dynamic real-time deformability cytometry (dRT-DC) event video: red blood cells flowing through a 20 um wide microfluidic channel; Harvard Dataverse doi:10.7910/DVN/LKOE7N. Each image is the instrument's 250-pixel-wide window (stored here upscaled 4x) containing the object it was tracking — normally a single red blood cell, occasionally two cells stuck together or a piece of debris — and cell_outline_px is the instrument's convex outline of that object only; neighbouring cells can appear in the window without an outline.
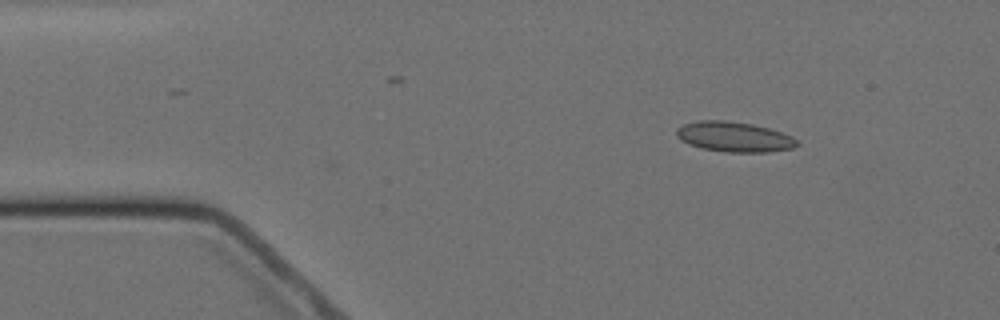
{"species": "Egyptian fruit bat (a non-hibernating species)", "species_latin": "Rousettus aegyptiacus", "temperature_condition": "cold", "stored_images_in_passage": 13, "camera_frame_rate_fps": 3000, "um_per_image_px": 0.085, "animal": {"sex": "female"}, "frame": {"image": 1, "passage_image": 1, "time_ms": 0.0, "image_size_px": [1000, 320], "cell_outline_px": [[800, 144], [792, 148], [768, 152], [728, 152], [700, 148], [680, 140], [676, 136], [676, 128], [684, 124], [696, 120], [724, 120], [752, 124], [768, 128], [792, 136]], "centroid_in_image_um": [62.37, 11.63], "position_along_channel_um": 22.6, "area_um2": 21.15}}
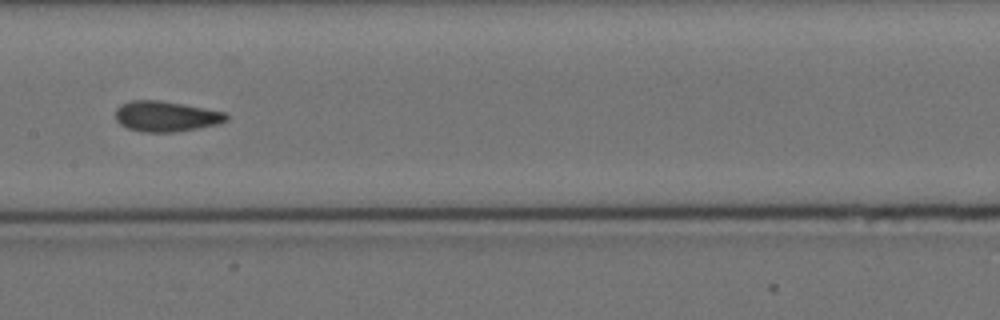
{"frame": {"image": 2, "passage_image": 6, "time_ms": 6.667, "image_size_px": [1000, 320], "cell_outline_px": [[228, 120], [216, 124], [196, 128], [172, 132], [140, 132], [128, 128], [120, 124], [116, 120], [116, 108], [120, 104], [132, 100], [160, 100], [184, 104], [224, 112], [228, 116]], "centroid_in_image_um": [14.07, 9.88], "position_along_channel_um": 193.3, "area_um2": 19.59}}
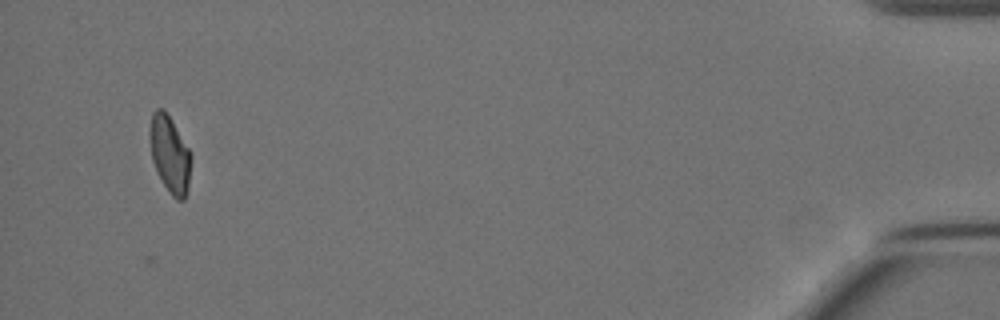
{"frame": {"image": 3, "passage_image": 13, "time_ms": 15.667, "image_size_px": [1000, 320], "cell_outline_px": [[192, 156], [188, 188], [184, 200], [176, 200], [172, 196], [164, 184], [152, 160], [148, 132], [152, 112], [156, 108], [164, 108], [188, 148]], "centroid_in_image_um": [14.42, 13.09], "position_along_channel_um": 420.8, "area_um2": 18.44}, "authors_computed_cell_mechanics": {"area_um2": 19.8254, "velocity_mm_per_s": 3.4904, "shape_relaxation_time_tau1_ms": 5.8823, "shape_relaxation_time_tau2_ms": 1.4156, "deformation_change_tau1": 0.1228, "deformation_change_tau2": 0.0324}}